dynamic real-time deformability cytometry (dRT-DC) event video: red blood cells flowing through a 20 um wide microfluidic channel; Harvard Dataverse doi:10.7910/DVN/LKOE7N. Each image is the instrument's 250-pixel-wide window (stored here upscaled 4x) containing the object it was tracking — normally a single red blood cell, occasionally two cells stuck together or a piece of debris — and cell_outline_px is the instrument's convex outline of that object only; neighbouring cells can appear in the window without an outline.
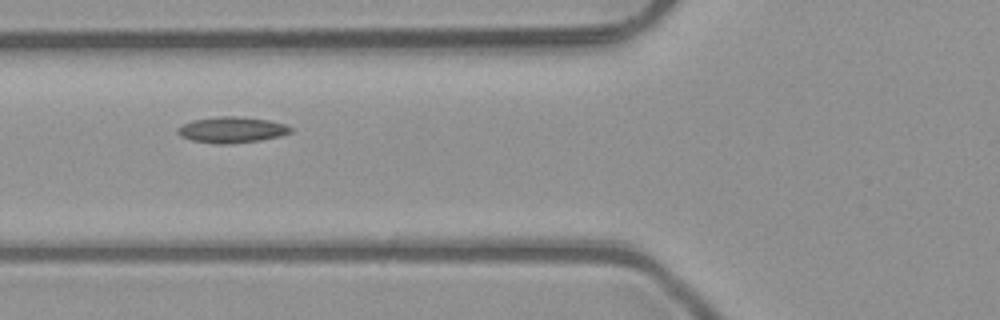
{"species": "common noctule bat (a hibernating species)", "species_latin": "Nyctalus noctula", "temperature_condition": "room temperature", "stored_images_in_passage": 4, "camera_frame_rate_fps": 3000, "um_per_image_px": 0.085, "animal": {"sex": "male", "body_mass_g": 23.1, "forearm_length_mm": 52.7}, "frame": {"image": 1, "passage_image": 2, "time_ms": 0.333, "image_size_px": [1000, 320], "cell_outline_px": [[292, 132], [280, 136], [260, 140], [228, 144], [216, 144], [192, 140], [180, 136], [176, 132], [176, 128], [192, 120], [216, 116], [236, 116], [268, 120], [284, 124], [292, 128]], "centroid_in_image_um": [19.67, 11.03], "position_along_channel_um": 106.1, "area_um2": 17.11}}
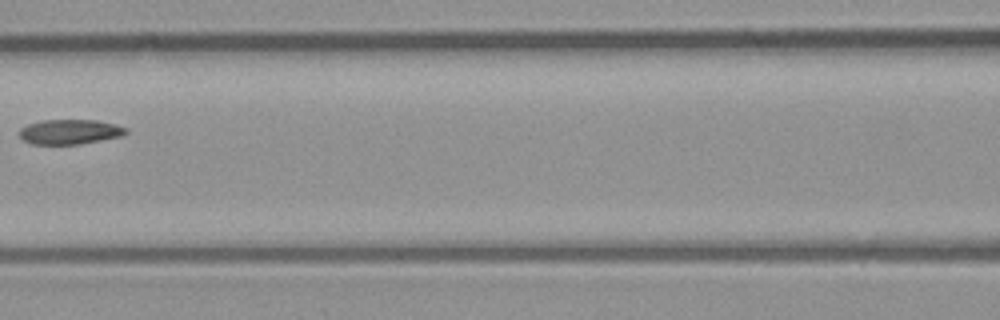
{"frame": {"image": 2, "passage_image": 3, "time_ms": 0.667, "image_size_px": [1000, 320], "cell_outline_px": [[128, 132], [120, 136], [80, 144], [32, 144], [24, 140], [20, 136], [20, 128], [28, 124], [40, 120], [96, 120], [116, 124], [128, 128]], "centroid_in_image_um": [5.94, 11.19], "position_along_channel_um": 160.7, "area_um2": 15.37}}
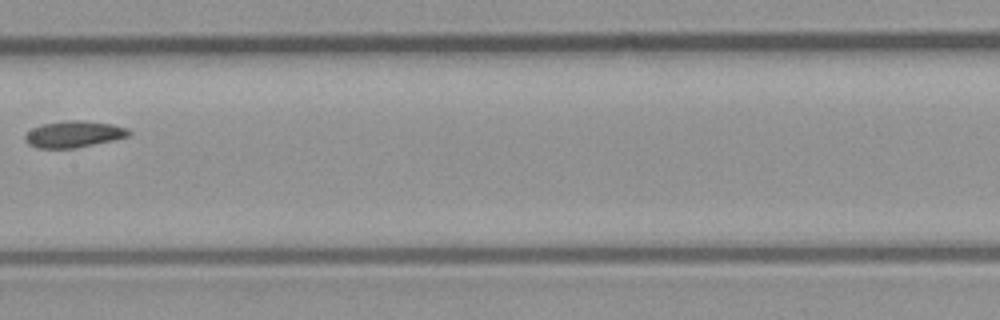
{"frame": {"image": 3, "passage_image": 4, "time_ms": 1.0, "image_size_px": [1000, 320], "cell_outline_px": [[132, 132], [128, 136], [112, 140], [76, 148], [36, 148], [28, 144], [24, 140], [24, 136], [32, 128], [44, 124], [72, 120], [84, 120], [112, 124], [128, 128]], "centroid_in_image_um": [6.27, 11.41], "position_along_channel_um": 201.1, "area_um2": 15.95}}